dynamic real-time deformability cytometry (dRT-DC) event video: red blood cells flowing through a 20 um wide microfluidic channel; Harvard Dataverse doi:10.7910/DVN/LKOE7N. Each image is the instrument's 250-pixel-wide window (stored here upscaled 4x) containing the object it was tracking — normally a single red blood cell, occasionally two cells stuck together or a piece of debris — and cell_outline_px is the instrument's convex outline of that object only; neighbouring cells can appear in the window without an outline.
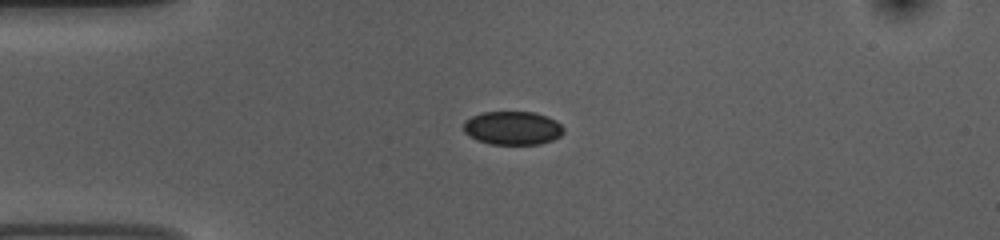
{"species": "common noctule bat (a hibernating species)", "species_latin": "Nyctalus noctula", "temperature_condition": "room temperature", "stored_images_in_passage": 42, "camera_frame_rate_fps": 3000, "um_per_image_px": 0.085, "animal": {"sex": "female", "body_mass_g": 10.0, "forearm_length_mm": 53.1}, "frame": {"image": 1, "passage_image": 1, "time_ms": 0.0, "image_size_px": [1000, 240], "cell_outline_px": [[564, 132], [560, 136], [552, 140], [540, 144], [492, 144], [476, 140], [468, 136], [464, 132], [464, 120], [472, 116], [484, 112], [536, 112], [548, 116], [556, 120], [564, 128]], "centroid_in_image_um": [43.58, 10.88], "position_along_channel_um": 41.4, "area_um2": 19.71}}
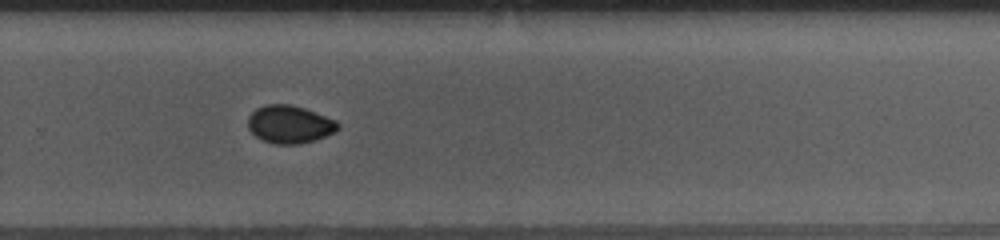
{"frame": {"image": 2, "passage_image": 24, "time_ms": 7.667, "image_size_px": [1000, 240], "cell_outline_px": [[340, 128], [336, 132], [300, 144], [272, 144], [256, 136], [248, 128], [248, 116], [256, 108], [264, 104], [288, 104], [304, 108], [336, 120], [340, 124]], "centroid_in_image_um": [24.61, 10.56], "position_along_channel_um": 305.2, "area_um2": 19.83}}
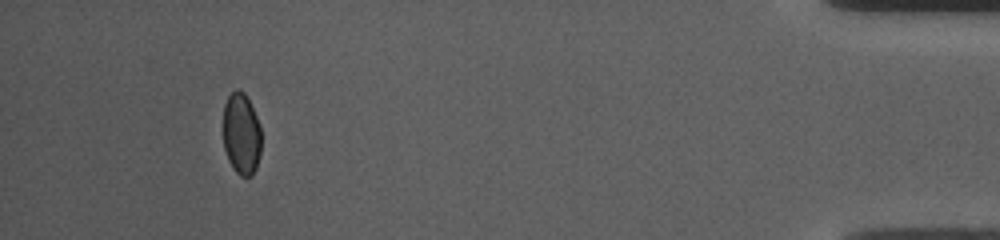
{"frame": {"image": 3, "passage_image": 38, "time_ms": 12.333, "image_size_px": [1000, 240], "cell_outline_px": [[260, 152], [256, 168], [252, 176], [240, 176], [232, 168], [228, 160], [224, 148], [224, 104], [228, 96], [236, 88], [244, 92], [256, 116], [260, 128]], "centroid_in_image_um": [20.51, 11.4], "position_along_channel_um": 414.7, "area_um2": 18.03}, "authors_computed_cell_mechanics": {"area_um2": 19.7965, "velocity_mm_per_s": 3.7348, "shape_relaxation_time_tau1_ms": 7.3734, "shape_relaxation_time_tau2_ms": null, "deformation_change_tau1": 0.083, "deformation_change_tau2": null}}